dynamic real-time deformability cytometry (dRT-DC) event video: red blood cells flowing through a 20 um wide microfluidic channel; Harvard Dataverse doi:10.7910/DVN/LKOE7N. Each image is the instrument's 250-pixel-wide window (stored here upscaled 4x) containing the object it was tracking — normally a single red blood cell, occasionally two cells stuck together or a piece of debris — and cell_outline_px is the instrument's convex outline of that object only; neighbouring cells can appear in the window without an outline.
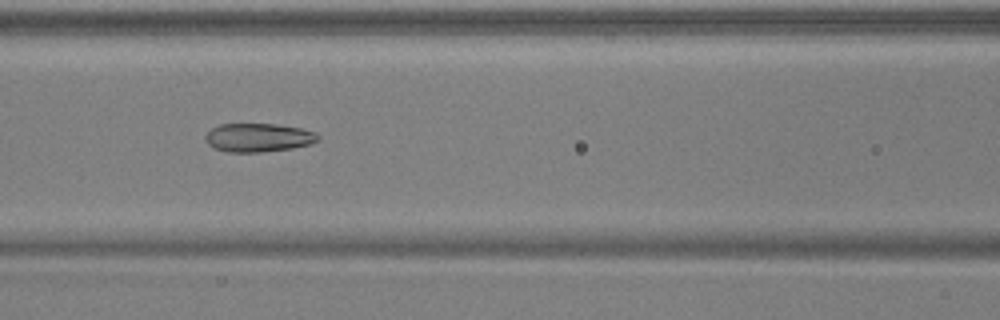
{"species": "common noctule bat (a hibernating species)", "species_latin": "Nyctalus noctula", "temperature_condition": "warm", "stored_images_in_passage": 36, "camera_frame_rate_fps": 3000, "um_per_image_px": 0.085, "animal": {"sex": "male", "body_mass_g": 17.9, "forearm_length_mm": 54.2}, "frame": {"image": 1, "passage_image": 7, "time_ms": 2.0, "image_size_px": [1000, 320], "cell_outline_px": [[320, 140], [312, 144], [292, 148], [260, 152], [228, 152], [216, 148], [208, 144], [204, 140], [204, 136], [212, 128], [220, 124], [276, 124], [300, 128], [316, 132], [320, 136]], "centroid_in_image_um": [21.98, 11.69], "position_along_channel_um": 144.6, "area_um2": 18.84}}
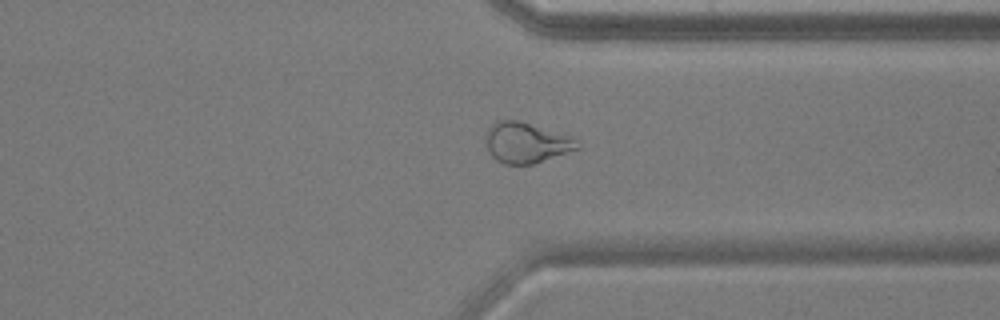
{"frame": {"image": 2, "passage_image": 24, "time_ms": 7.667, "image_size_px": [1000, 320], "cell_outline_px": [[580, 148], [532, 164], [504, 164], [496, 160], [492, 156], [484, 140], [484, 136], [488, 128], [496, 120], [520, 120], [572, 136], [580, 144]], "centroid_in_image_um": [44.71, 12.11], "position_along_channel_um": 366.7, "area_um2": 21.79}}
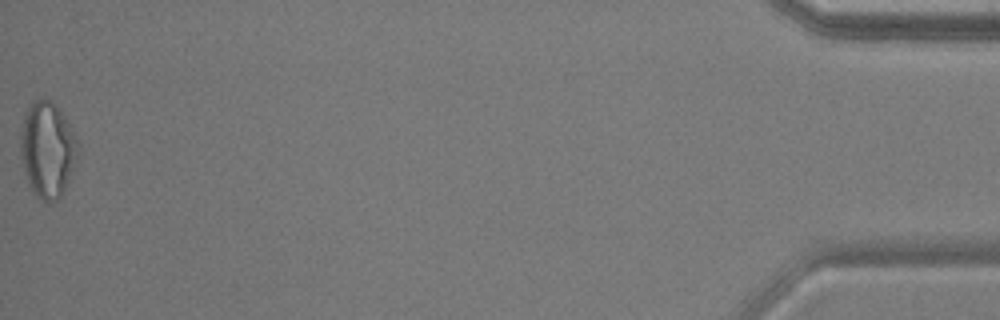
{"frame": {"image": 3, "passage_image": 36, "time_ms": 11.667, "image_size_px": [1000, 320], "cell_outline_px": [[80, 156], [60, 196], [56, 200], [44, 200], [36, 196], [28, 180], [20, 156], [20, 132], [24, 112], [32, 100], [40, 96], [52, 100], [64, 116], [80, 144]], "centroid_in_image_um": [4.04, 12.62], "position_along_channel_um": 431.2, "area_um2": 32.31}, "authors_computed_cell_mechanics": {"area_um2": 19.3341, "velocity_mm_per_s": 3.9219, "shape_relaxation_time_tau1_ms": 4.8998, "shape_relaxation_time_tau2_ms": 1.5075, "deformation_change_tau1": 0.2032, "deformation_change_tau2": 0.0894}}